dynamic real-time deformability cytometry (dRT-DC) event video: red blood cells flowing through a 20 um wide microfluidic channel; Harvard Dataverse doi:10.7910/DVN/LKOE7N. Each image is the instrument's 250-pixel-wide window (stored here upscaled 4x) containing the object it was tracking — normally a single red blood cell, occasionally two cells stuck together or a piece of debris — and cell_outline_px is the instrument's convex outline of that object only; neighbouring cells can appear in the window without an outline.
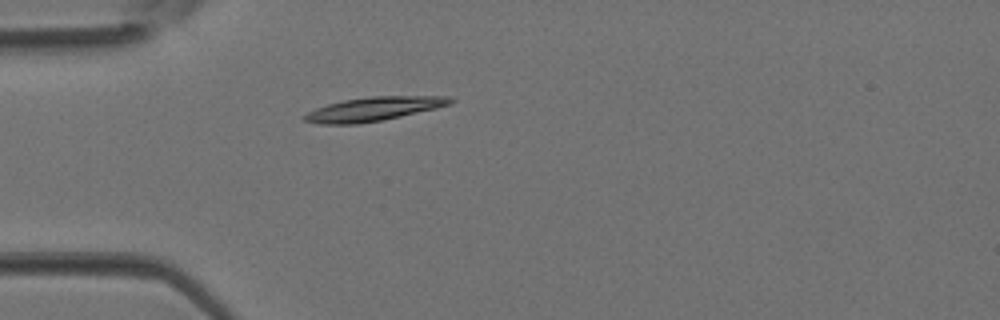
{"species": "Egyptian fruit bat (a non-hibernating species)", "species_latin": "Rousettus aegyptiacus", "temperature_condition": "room temperature", "stored_images_in_passage": 2, "camera_frame_rate_fps": 3000, "um_per_image_px": 0.085, "animal": {"sex": "female"}, "frame": {"image": 1, "passage_image": 2, "time_ms": 0.333, "image_size_px": [1000, 320], "cell_outline_px": [[456, 100], [452, 104], [436, 108], [400, 116], [380, 120], [356, 124], [320, 124], [304, 120], [300, 116], [316, 108], [328, 104], [344, 100], [372, 96], [448, 96]], "centroid_in_image_um": [31.76, 9.26], "position_along_channel_um": 53.2, "area_um2": 20.17}}